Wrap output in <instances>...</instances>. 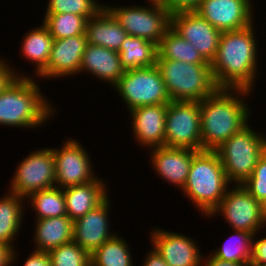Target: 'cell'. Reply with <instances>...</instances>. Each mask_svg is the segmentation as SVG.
I'll use <instances>...</instances> for the list:
<instances>
[{"mask_svg":"<svg viewBox=\"0 0 266 266\" xmlns=\"http://www.w3.org/2000/svg\"><path fill=\"white\" fill-rule=\"evenodd\" d=\"M109 186L102 178L81 185H72L63 189L67 216L75 221L89 211L94 210L109 197Z\"/></svg>","mask_w":266,"mask_h":266,"instance_id":"cell-21","label":"cell"},{"mask_svg":"<svg viewBox=\"0 0 266 266\" xmlns=\"http://www.w3.org/2000/svg\"><path fill=\"white\" fill-rule=\"evenodd\" d=\"M118 53L125 70L154 66L158 55L157 44L131 35L125 37Z\"/></svg>","mask_w":266,"mask_h":266,"instance_id":"cell-26","label":"cell"},{"mask_svg":"<svg viewBox=\"0 0 266 266\" xmlns=\"http://www.w3.org/2000/svg\"><path fill=\"white\" fill-rule=\"evenodd\" d=\"M171 28L193 44L202 57L211 63L216 56L222 34L196 11L171 14Z\"/></svg>","mask_w":266,"mask_h":266,"instance_id":"cell-13","label":"cell"},{"mask_svg":"<svg viewBox=\"0 0 266 266\" xmlns=\"http://www.w3.org/2000/svg\"><path fill=\"white\" fill-rule=\"evenodd\" d=\"M165 146L202 150L200 102L170 101L167 104Z\"/></svg>","mask_w":266,"mask_h":266,"instance_id":"cell-10","label":"cell"},{"mask_svg":"<svg viewBox=\"0 0 266 266\" xmlns=\"http://www.w3.org/2000/svg\"><path fill=\"white\" fill-rule=\"evenodd\" d=\"M9 192L27 198L31 193L56 187L52 148L38 149L18 163Z\"/></svg>","mask_w":266,"mask_h":266,"instance_id":"cell-11","label":"cell"},{"mask_svg":"<svg viewBox=\"0 0 266 266\" xmlns=\"http://www.w3.org/2000/svg\"><path fill=\"white\" fill-rule=\"evenodd\" d=\"M48 100L34 77H15L0 93V124L23 129L45 126L57 110Z\"/></svg>","mask_w":266,"mask_h":266,"instance_id":"cell-3","label":"cell"},{"mask_svg":"<svg viewBox=\"0 0 266 266\" xmlns=\"http://www.w3.org/2000/svg\"><path fill=\"white\" fill-rule=\"evenodd\" d=\"M45 14L71 13L92 18L103 7L104 3L97 0H48Z\"/></svg>","mask_w":266,"mask_h":266,"instance_id":"cell-32","label":"cell"},{"mask_svg":"<svg viewBox=\"0 0 266 266\" xmlns=\"http://www.w3.org/2000/svg\"><path fill=\"white\" fill-rule=\"evenodd\" d=\"M263 134L255 132L248 123L215 150L231 185L242 184L252 175L266 152V135Z\"/></svg>","mask_w":266,"mask_h":266,"instance_id":"cell-6","label":"cell"},{"mask_svg":"<svg viewBox=\"0 0 266 266\" xmlns=\"http://www.w3.org/2000/svg\"><path fill=\"white\" fill-rule=\"evenodd\" d=\"M149 251L142 266H169L153 247Z\"/></svg>","mask_w":266,"mask_h":266,"instance_id":"cell-41","label":"cell"},{"mask_svg":"<svg viewBox=\"0 0 266 266\" xmlns=\"http://www.w3.org/2000/svg\"><path fill=\"white\" fill-rule=\"evenodd\" d=\"M167 104L136 107L130 111L135 140L147 149L165 146Z\"/></svg>","mask_w":266,"mask_h":266,"instance_id":"cell-19","label":"cell"},{"mask_svg":"<svg viewBox=\"0 0 266 266\" xmlns=\"http://www.w3.org/2000/svg\"><path fill=\"white\" fill-rule=\"evenodd\" d=\"M113 90L121 96L128 111L171 101L157 65L125 70Z\"/></svg>","mask_w":266,"mask_h":266,"instance_id":"cell-8","label":"cell"},{"mask_svg":"<svg viewBox=\"0 0 266 266\" xmlns=\"http://www.w3.org/2000/svg\"><path fill=\"white\" fill-rule=\"evenodd\" d=\"M210 256L204 257L202 256L201 266H251L250 262H231L224 261L214 257L212 254H208Z\"/></svg>","mask_w":266,"mask_h":266,"instance_id":"cell-40","label":"cell"},{"mask_svg":"<svg viewBox=\"0 0 266 266\" xmlns=\"http://www.w3.org/2000/svg\"><path fill=\"white\" fill-rule=\"evenodd\" d=\"M87 42L119 52L120 46L128 35L114 16L103 7L86 23Z\"/></svg>","mask_w":266,"mask_h":266,"instance_id":"cell-22","label":"cell"},{"mask_svg":"<svg viewBox=\"0 0 266 266\" xmlns=\"http://www.w3.org/2000/svg\"><path fill=\"white\" fill-rule=\"evenodd\" d=\"M157 51V59L182 61L191 64H210L193 44L182 38L171 27L165 32L164 37L157 45Z\"/></svg>","mask_w":266,"mask_h":266,"instance_id":"cell-27","label":"cell"},{"mask_svg":"<svg viewBox=\"0 0 266 266\" xmlns=\"http://www.w3.org/2000/svg\"><path fill=\"white\" fill-rule=\"evenodd\" d=\"M17 252L12 246L0 244V266H12L18 259Z\"/></svg>","mask_w":266,"mask_h":266,"instance_id":"cell-39","label":"cell"},{"mask_svg":"<svg viewBox=\"0 0 266 266\" xmlns=\"http://www.w3.org/2000/svg\"><path fill=\"white\" fill-rule=\"evenodd\" d=\"M243 187L260 203H266V152L259 159L252 175L242 183Z\"/></svg>","mask_w":266,"mask_h":266,"instance_id":"cell-34","label":"cell"},{"mask_svg":"<svg viewBox=\"0 0 266 266\" xmlns=\"http://www.w3.org/2000/svg\"><path fill=\"white\" fill-rule=\"evenodd\" d=\"M7 192L0 198V244L14 248L13 243L23 226L26 198Z\"/></svg>","mask_w":266,"mask_h":266,"instance_id":"cell-24","label":"cell"},{"mask_svg":"<svg viewBox=\"0 0 266 266\" xmlns=\"http://www.w3.org/2000/svg\"><path fill=\"white\" fill-rule=\"evenodd\" d=\"M251 266H266V236L258 238L254 235L252 241Z\"/></svg>","mask_w":266,"mask_h":266,"instance_id":"cell-35","label":"cell"},{"mask_svg":"<svg viewBox=\"0 0 266 266\" xmlns=\"http://www.w3.org/2000/svg\"><path fill=\"white\" fill-rule=\"evenodd\" d=\"M228 188L218 207L210 214L223 216L231 230H243L253 235L266 227L264 206L242 184Z\"/></svg>","mask_w":266,"mask_h":266,"instance_id":"cell-9","label":"cell"},{"mask_svg":"<svg viewBox=\"0 0 266 266\" xmlns=\"http://www.w3.org/2000/svg\"><path fill=\"white\" fill-rule=\"evenodd\" d=\"M88 42L85 34L54 39L47 67L37 76L54 79L79 75L82 56ZM69 75V76H68Z\"/></svg>","mask_w":266,"mask_h":266,"instance_id":"cell-16","label":"cell"},{"mask_svg":"<svg viewBox=\"0 0 266 266\" xmlns=\"http://www.w3.org/2000/svg\"><path fill=\"white\" fill-rule=\"evenodd\" d=\"M224 244L211 252L214 257L231 262H250L252 257L253 234L243 230H233Z\"/></svg>","mask_w":266,"mask_h":266,"instance_id":"cell-30","label":"cell"},{"mask_svg":"<svg viewBox=\"0 0 266 266\" xmlns=\"http://www.w3.org/2000/svg\"><path fill=\"white\" fill-rule=\"evenodd\" d=\"M52 266H91V255L75 242L48 251Z\"/></svg>","mask_w":266,"mask_h":266,"instance_id":"cell-33","label":"cell"},{"mask_svg":"<svg viewBox=\"0 0 266 266\" xmlns=\"http://www.w3.org/2000/svg\"><path fill=\"white\" fill-rule=\"evenodd\" d=\"M128 244L116 234L91 254V266H134Z\"/></svg>","mask_w":266,"mask_h":266,"instance_id":"cell-29","label":"cell"},{"mask_svg":"<svg viewBox=\"0 0 266 266\" xmlns=\"http://www.w3.org/2000/svg\"><path fill=\"white\" fill-rule=\"evenodd\" d=\"M83 72H88L91 77L93 75L113 88L123 76L125 69L118 52L88 43L79 70V73Z\"/></svg>","mask_w":266,"mask_h":266,"instance_id":"cell-20","label":"cell"},{"mask_svg":"<svg viewBox=\"0 0 266 266\" xmlns=\"http://www.w3.org/2000/svg\"><path fill=\"white\" fill-rule=\"evenodd\" d=\"M263 206H264V215L266 217V203Z\"/></svg>","mask_w":266,"mask_h":266,"instance_id":"cell-42","label":"cell"},{"mask_svg":"<svg viewBox=\"0 0 266 266\" xmlns=\"http://www.w3.org/2000/svg\"><path fill=\"white\" fill-rule=\"evenodd\" d=\"M23 266H52L48 252L34 250L26 257Z\"/></svg>","mask_w":266,"mask_h":266,"instance_id":"cell-38","label":"cell"},{"mask_svg":"<svg viewBox=\"0 0 266 266\" xmlns=\"http://www.w3.org/2000/svg\"><path fill=\"white\" fill-rule=\"evenodd\" d=\"M216 151L201 150L192 158L182 193L198 212L210 217L231 186ZM200 210V211H199Z\"/></svg>","mask_w":266,"mask_h":266,"instance_id":"cell-4","label":"cell"},{"mask_svg":"<svg viewBox=\"0 0 266 266\" xmlns=\"http://www.w3.org/2000/svg\"><path fill=\"white\" fill-rule=\"evenodd\" d=\"M151 150H149L150 162L157 176L182 190L189 174L192 158L198 151L168 146L155 147Z\"/></svg>","mask_w":266,"mask_h":266,"instance_id":"cell-18","label":"cell"},{"mask_svg":"<svg viewBox=\"0 0 266 266\" xmlns=\"http://www.w3.org/2000/svg\"><path fill=\"white\" fill-rule=\"evenodd\" d=\"M254 25L222 32L217 53L210 63L218 88L253 91L258 76V47Z\"/></svg>","mask_w":266,"mask_h":266,"instance_id":"cell-1","label":"cell"},{"mask_svg":"<svg viewBox=\"0 0 266 266\" xmlns=\"http://www.w3.org/2000/svg\"><path fill=\"white\" fill-rule=\"evenodd\" d=\"M111 200L108 197L94 210L73 221V242L90 255L116 235L115 232L109 231Z\"/></svg>","mask_w":266,"mask_h":266,"instance_id":"cell-17","label":"cell"},{"mask_svg":"<svg viewBox=\"0 0 266 266\" xmlns=\"http://www.w3.org/2000/svg\"><path fill=\"white\" fill-rule=\"evenodd\" d=\"M60 148L52 147L56 187L86 184L98 177L94 173L90 154L82 147V143L67 138Z\"/></svg>","mask_w":266,"mask_h":266,"instance_id":"cell-12","label":"cell"},{"mask_svg":"<svg viewBox=\"0 0 266 266\" xmlns=\"http://www.w3.org/2000/svg\"><path fill=\"white\" fill-rule=\"evenodd\" d=\"M252 92L218 88L200 102L202 150L215 151L249 123L251 109L246 104V97Z\"/></svg>","mask_w":266,"mask_h":266,"instance_id":"cell-2","label":"cell"},{"mask_svg":"<svg viewBox=\"0 0 266 266\" xmlns=\"http://www.w3.org/2000/svg\"><path fill=\"white\" fill-rule=\"evenodd\" d=\"M27 204L36 211V219L60 217L67 215L65 197L62 188L53 187L31 193L27 198Z\"/></svg>","mask_w":266,"mask_h":266,"instance_id":"cell-28","label":"cell"},{"mask_svg":"<svg viewBox=\"0 0 266 266\" xmlns=\"http://www.w3.org/2000/svg\"><path fill=\"white\" fill-rule=\"evenodd\" d=\"M88 18L71 13L45 14L43 24L54 39L85 34Z\"/></svg>","mask_w":266,"mask_h":266,"instance_id":"cell-31","label":"cell"},{"mask_svg":"<svg viewBox=\"0 0 266 266\" xmlns=\"http://www.w3.org/2000/svg\"><path fill=\"white\" fill-rule=\"evenodd\" d=\"M5 59L2 56L0 57V93L15 77H29L28 74L17 72L15 68H12L13 65L9 64V61L7 62Z\"/></svg>","mask_w":266,"mask_h":266,"instance_id":"cell-36","label":"cell"},{"mask_svg":"<svg viewBox=\"0 0 266 266\" xmlns=\"http://www.w3.org/2000/svg\"><path fill=\"white\" fill-rule=\"evenodd\" d=\"M171 101L201 102L217 89L210 64L157 59Z\"/></svg>","mask_w":266,"mask_h":266,"instance_id":"cell-5","label":"cell"},{"mask_svg":"<svg viewBox=\"0 0 266 266\" xmlns=\"http://www.w3.org/2000/svg\"><path fill=\"white\" fill-rule=\"evenodd\" d=\"M159 2L173 14L182 11H195L201 0H159Z\"/></svg>","mask_w":266,"mask_h":266,"instance_id":"cell-37","label":"cell"},{"mask_svg":"<svg viewBox=\"0 0 266 266\" xmlns=\"http://www.w3.org/2000/svg\"><path fill=\"white\" fill-rule=\"evenodd\" d=\"M23 38L21 55L34 64L36 78L47 67L54 38L43 23L39 27L31 28Z\"/></svg>","mask_w":266,"mask_h":266,"instance_id":"cell-25","label":"cell"},{"mask_svg":"<svg viewBox=\"0 0 266 266\" xmlns=\"http://www.w3.org/2000/svg\"><path fill=\"white\" fill-rule=\"evenodd\" d=\"M150 236L152 247L169 266H201V247L188 235L156 227Z\"/></svg>","mask_w":266,"mask_h":266,"instance_id":"cell-15","label":"cell"},{"mask_svg":"<svg viewBox=\"0 0 266 266\" xmlns=\"http://www.w3.org/2000/svg\"><path fill=\"white\" fill-rule=\"evenodd\" d=\"M251 1L201 0L195 11L221 32L241 30L255 23Z\"/></svg>","mask_w":266,"mask_h":266,"instance_id":"cell-14","label":"cell"},{"mask_svg":"<svg viewBox=\"0 0 266 266\" xmlns=\"http://www.w3.org/2000/svg\"><path fill=\"white\" fill-rule=\"evenodd\" d=\"M148 6H106L128 35L144 38L159 44L171 27V13L159 2L148 0ZM150 3V4H149Z\"/></svg>","mask_w":266,"mask_h":266,"instance_id":"cell-7","label":"cell"},{"mask_svg":"<svg viewBox=\"0 0 266 266\" xmlns=\"http://www.w3.org/2000/svg\"><path fill=\"white\" fill-rule=\"evenodd\" d=\"M34 221V250L48 252L73 241V221L67 215Z\"/></svg>","mask_w":266,"mask_h":266,"instance_id":"cell-23","label":"cell"}]
</instances>
